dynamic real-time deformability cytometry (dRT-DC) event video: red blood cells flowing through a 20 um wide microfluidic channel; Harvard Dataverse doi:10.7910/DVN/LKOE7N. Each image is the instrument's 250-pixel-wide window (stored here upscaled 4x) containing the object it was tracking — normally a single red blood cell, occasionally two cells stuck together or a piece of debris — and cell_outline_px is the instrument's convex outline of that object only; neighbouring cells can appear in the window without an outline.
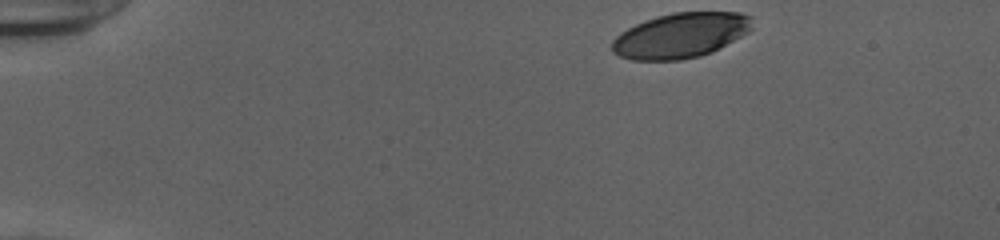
{"species": "human", "species_latin": "Homo sapiens", "temperature_condition": "cold", "stored_images_in_passage": 46, "camera_frame_rate_fps": 3000, "um_per_image_px": 0.085, "donor": {"sex": "female"}, "frame": {"image": 1, "passage_image": 1, "time_ms": 0.0, "image_size_px": [1000, 240], "cell_outline_px": [[752, 28], [748, 32], [712, 52], [700, 56], [680, 60], [632, 60], [620, 56], [612, 52], [612, 40], [620, 32], [644, 20], [656, 16], [672, 12], [740, 12], [752, 16]], "centroid_in_image_um": [57.84, 3.0], "position_along_channel_um": 27.2, "area_um2": 36.93}}
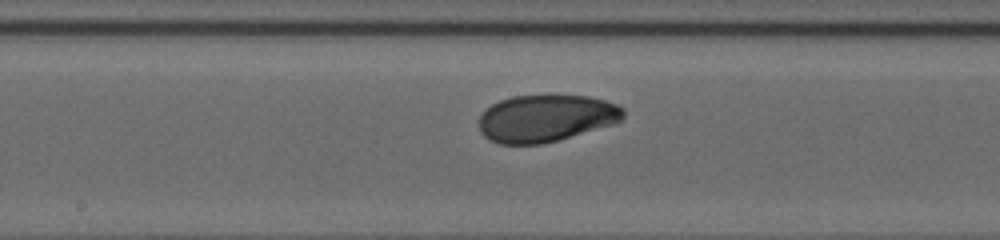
{"frame": {"image": 2, "passage_image": 22, "time_ms": 7.0, "image_size_px": [1000, 240], "cell_outline_px": [[624, 120], [616, 124], [556, 140], [540, 144], [500, 144], [488, 140], [480, 132], [480, 116], [492, 104], [500, 100], [512, 96], [588, 96], [604, 100], [616, 104], [624, 108]], "centroid_in_image_um": [46.43, 10.06], "position_along_channel_um": 201.8, "area_um2": 39.54}}
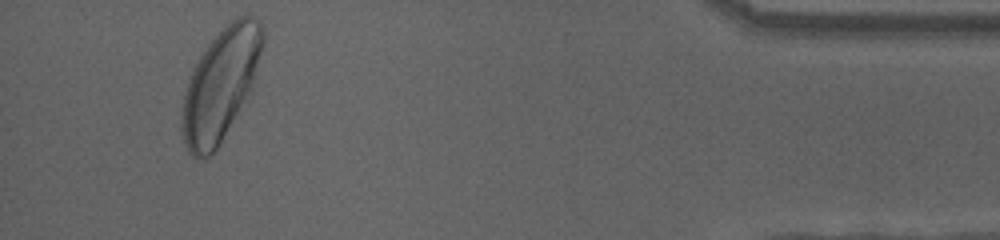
{"frame": {"image": 3, "passage_image": 43, "time_ms": 14.0, "image_size_px": [1000, 240], "cell_outline_px": [[264, 44], [252, 84], [248, 92], [216, 152], [204, 160], [200, 160], [192, 156], [188, 152], [184, 144], [180, 132], [180, 124], [184, 92], [192, 72], [204, 48], [236, 16], [252, 16], [260, 24], [264, 32]], "centroid_in_image_um": [18.71, 7.26], "position_along_channel_um": 416.5, "area_um2": 52.02}, "authors_computed_cell_mechanics": {"area_um2": 40.1999, "velocity_mm_per_s": 3.8636, "shape_relaxation_time_tau1_ms": 2.3372, "shape_relaxation_time_tau2_ms": 6.4052, "deformation_change_tau1": 0.1319, "deformation_change_tau2": 0.1104}}